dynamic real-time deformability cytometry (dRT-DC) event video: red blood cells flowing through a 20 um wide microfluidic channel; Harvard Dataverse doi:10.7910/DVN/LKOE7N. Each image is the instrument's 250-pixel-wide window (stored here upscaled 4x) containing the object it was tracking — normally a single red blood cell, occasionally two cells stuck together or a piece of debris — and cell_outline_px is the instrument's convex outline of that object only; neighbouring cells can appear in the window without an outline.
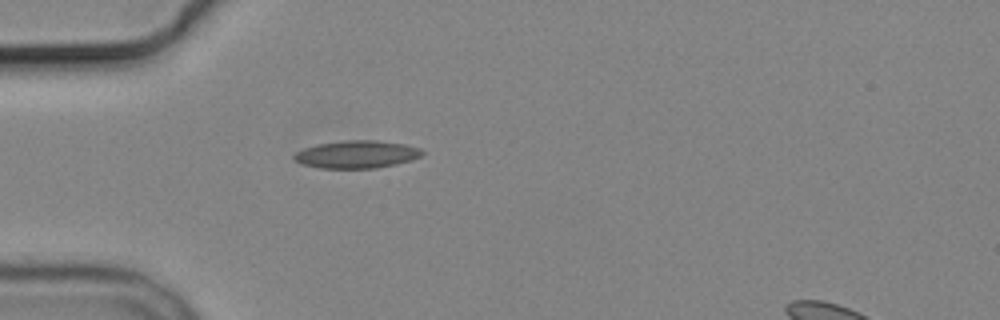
{"species": "common noctule bat (a hibernating species)", "species_latin": "Nyctalus noctula", "temperature_condition": "cold", "stored_images_in_passage": 2, "camera_frame_rate_fps": 3000, "um_per_image_px": 0.085, "animal": {"sex": "male", "body_mass_g": 19.2, "forearm_length_mm": 51.8}, "frame": {"image": 1, "passage_image": 2, "time_ms": 2.333, "image_size_px": [1000, 320], "cell_outline_px": [[424, 152], [420, 156], [412, 160], [396, 164], [376, 168], [320, 168], [300, 164], [292, 156], [296, 152], [304, 148], [316, 144], [344, 140], [376, 140], [404, 144], [420, 148]], "centroid_in_image_um": [30.3, 13.12], "position_along_channel_um": 54.7, "area_um2": 20.69}}